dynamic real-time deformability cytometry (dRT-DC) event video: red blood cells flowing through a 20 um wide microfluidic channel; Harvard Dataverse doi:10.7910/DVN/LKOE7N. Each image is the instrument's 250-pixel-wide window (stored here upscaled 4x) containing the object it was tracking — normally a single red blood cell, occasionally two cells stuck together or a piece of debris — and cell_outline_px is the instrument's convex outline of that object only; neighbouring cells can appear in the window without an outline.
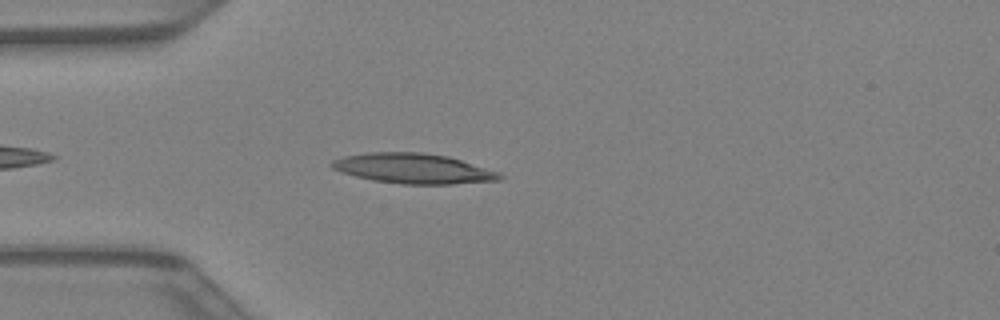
{"species": "Egyptian fruit bat (a non-hibernating species)", "species_latin": "Rousettus aegyptiacus", "temperature_condition": "warm", "stored_images_in_passage": 31, "camera_frame_rate_fps": 3000, "um_per_image_px": 0.085, "animal": {"sex": "female"}, "frame": {"image": 1, "passage_image": 3, "time_ms": 0.667, "image_size_px": [1000, 320], "cell_outline_px": [[504, 176], [500, 180], [452, 184], [404, 184], [372, 180], [340, 172], [332, 168], [328, 164], [332, 160], [344, 156], [368, 152], [420, 152], [448, 156], [500, 172]], "centroid_in_image_um": [35.12, 14.32], "position_along_channel_um": 49.9, "area_um2": 29.48}}
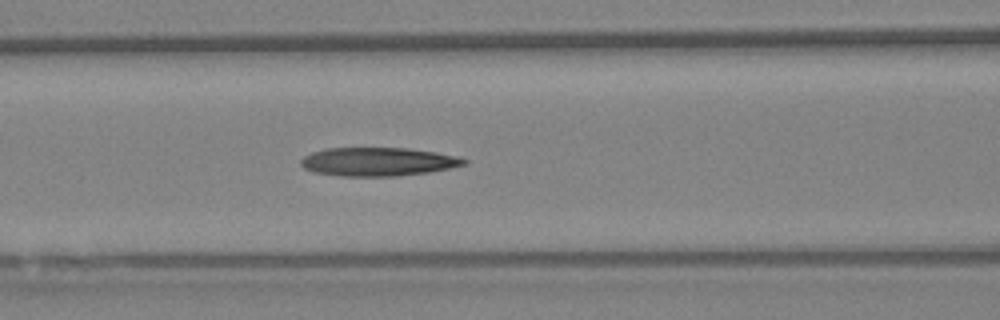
{"frame": {"image": 2, "passage_image": 9, "time_ms": 2.667, "image_size_px": [1000, 320], "cell_outline_px": [[468, 160], [464, 164], [448, 168], [428, 172], [396, 176], [340, 176], [312, 172], [304, 168], [300, 164], [300, 160], [304, 156], [312, 152], [328, 148], [408, 148], [436, 152], [460, 156]], "centroid_in_image_um": [32.11, 13.74], "position_along_channel_um": 134.5, "area_um2": 27.17}}
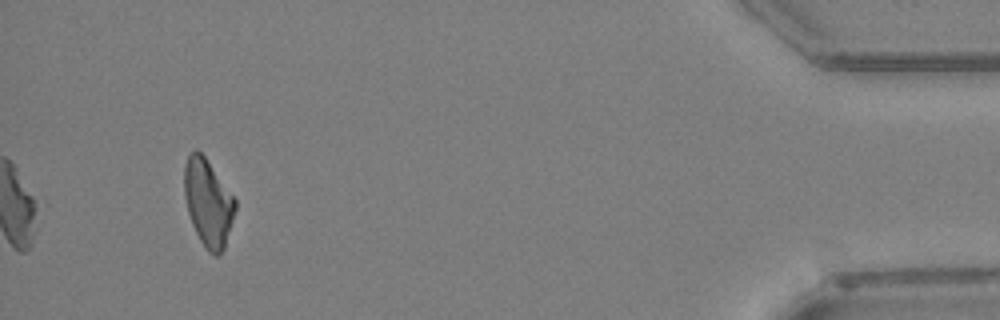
{"frame": {"image": 3, "passage_image": 31, "time_ms": 10.0, "image_size_px": [1000, 320], "cell_outline_px": [[236, 208], [224, 248], [220, 256], [216, 256], [208, 252], [200, 240], [192, 224], [188, 212], [184, 196], [184, 164], [188, 152], [196, 148], [204, 156], [236, 200]], "centroid_in_image_um": [17.66, 17.22], "position_along_channel_um": 417.5, "area_um2": 25.78}}